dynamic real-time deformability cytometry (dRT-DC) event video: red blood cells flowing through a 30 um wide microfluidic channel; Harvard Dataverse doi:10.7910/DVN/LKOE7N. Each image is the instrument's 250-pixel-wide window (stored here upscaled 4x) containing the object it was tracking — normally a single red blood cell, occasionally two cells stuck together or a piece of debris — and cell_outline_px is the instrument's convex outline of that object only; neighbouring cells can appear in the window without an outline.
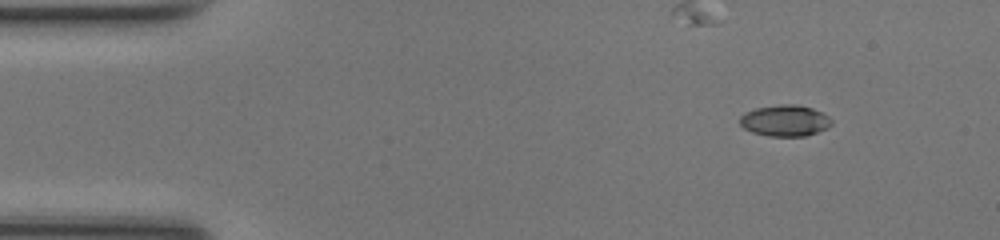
{"species": "common noctule bat (a hibernating species)", "species_latin": "Nyctalus noctula", "temperature_condition": "room temperature", "stored_images_in_passage": 44, "camera_frame_rate_fps": 3000, "um_per_image_px": 0.085, "animal": {"sex": "female", "body_mass_g": 17.0, "forearm_length_mm": 48.0}, "frame": {"image": 1, "passage_image": 1, "time_ms": 0.0, "image_size_px": [1000, 240], "cell_outline_px": [[832, 124], [828, 128], [804, 136], [768, 136], [752, 132], [744, 128], [740, 124], [740, 116], [744, 112], [756, 108], [780, 104], [796, 104], [812, 108], [828, 116], [832, 120]], "centroid_in_image_um": [66.71, 10.25], "position_along_channel_um": 18.3, "area_um2": 16.7}}
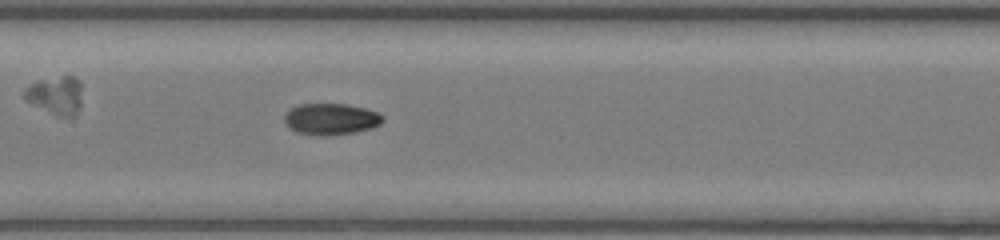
{"frame": {"image": 2, "passage_image": 19, "time_ms": 6.0, "image_size_px": [1000, 240], "cell_outline_px": [[384, 120], [380, 124], [372, 128], [356, 132], [324, 136], [296, 132], [288, 128], [284, 124], [284, 116], [292, 108], [300, 104], [348, 104], [364, 108], [376, 112], [384, 116]], "centroid_in_image_um": [28.13, 10.13], "position_along_channel_um": 179.3, "area_um2": 18.03}}
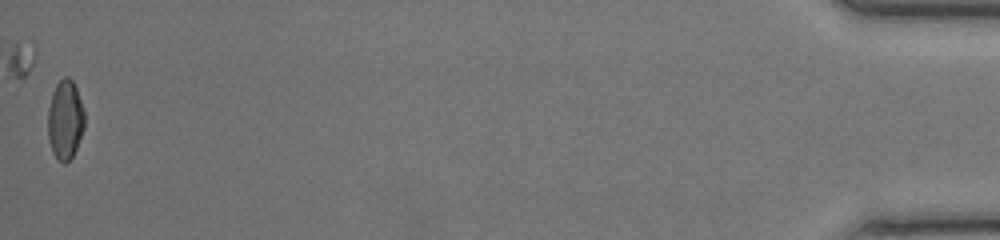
{"frame": {"image": 3, "passage_image": 44, "time_ms": 14.333, "image_size_px": [1000, 240], "cell_outline_px": [[84, 128], [76, 148], [72, 156], [64, 164], [52, 152], [48, 140], [48, 108], [52, 92], [56, 84], [64, 76], [68, 76], [72, 80], [76, 88], [84, 108]], "centroid_in_image_um": [5.53, 10.15], "position_along_channel_um": 429.7, "area_um2": 16.94}, "authors_computed_cell_mechanics": {"area_um2": 17.1666, "velocity_mm_per_s": 4.2672, "shape_relaxation_time_tau1_ms": 5.2934, "shape_relaxation_time_tau2_ms": 1.5241, "deformation_change_tau1": 0.1771, "deformation_change_tau2": 0.0438}}